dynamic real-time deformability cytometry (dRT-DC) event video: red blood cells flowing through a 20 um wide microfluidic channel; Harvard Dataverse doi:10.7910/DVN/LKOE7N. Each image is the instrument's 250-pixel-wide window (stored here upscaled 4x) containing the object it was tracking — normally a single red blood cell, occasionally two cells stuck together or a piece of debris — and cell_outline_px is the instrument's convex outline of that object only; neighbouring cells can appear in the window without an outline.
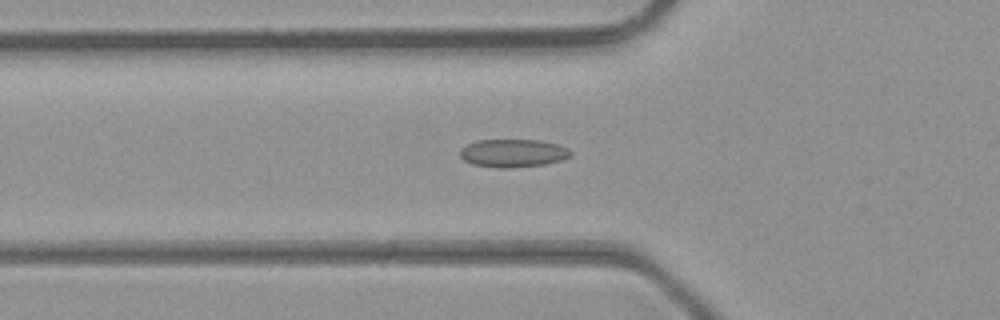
{"species": "common noctule bat (a hibernating species)", "species_latin": "Nyctalus noctula", "temperature_condition": "room temperature", "stored_images_in_passage": 46, "camera_frame_rate_fps": 3000, "um_per_image_px": 0.085, "animal": {"sex": "male", "body_mass_g": 23.1, "forearm_length_mm": 52.7}, "frame": {"image": 1, "passage_image": 16, "time_ms": 5.0, "image_size_px": [1000, 320], "cell_outline_px": [[572, 156], [560, 160], [544, 164], [504, 168], [500, 168], [472, 164], [464, 160], [460, 156], [460, 148], [476, 140], [540, 140], [560, 144], [568, 148], [572, 152]], "centroid_in_image_um": [43.62, 13.0], "position_along_channel_um": 82.2, "area_um2": 18.09}}
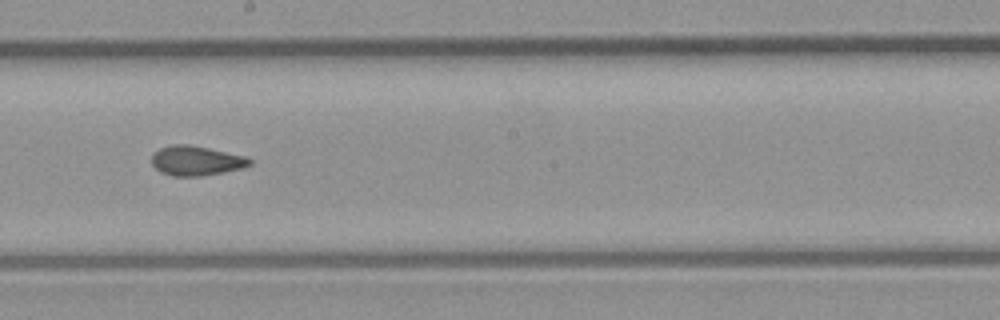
{"frame": {"image": 2, "passage_image": 26, "time_ms": 8.333, "image_size_px": [1000, 320], "cell_outline_px": [[252, 164], [244, 168], [224, 172], [200, 176], [172, 176], [160, 172], [152, 164], [152, 152], [160, 148], [172, 144], [188, 144], [208, 148], [244, 156], [252, 160]], "centroid_in_image_um": [16.66, 13.66], "position_along_channel_um": 231.5, "area_um2": 16.99}}
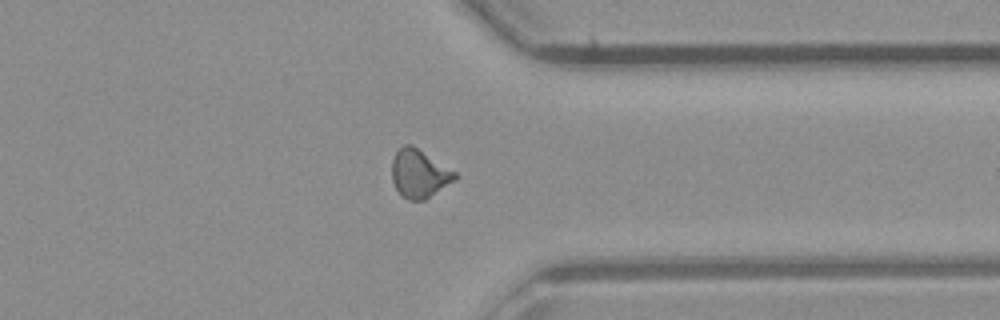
{"frame": {"image": 3, "passage_image": 36, "time_ms": 11.667, "image_size_px": [1000, 320], "cell_outline_px": [[456, 180], [424, 200], [408, 200], [396, 188], [392, 180], [392, 160], [396, 152], [404, 144], [412, 144], [456, 172]], "centroid_in_image_um": [35.64, 14.74], "position_along_channel_um": 375.8, "area_um2": 17.57}, "authors_computed_cell_mechanics": {"area_um2": 17.2533, "velocity_mm_per_s": 4.4377, "shape_relaxation_time_tau1_ms": null, "shape_relaxation_time_tau2_ms": 2.1457, "deformation_change_tau1": null, "deformation_change_tau2": 0.0787}}